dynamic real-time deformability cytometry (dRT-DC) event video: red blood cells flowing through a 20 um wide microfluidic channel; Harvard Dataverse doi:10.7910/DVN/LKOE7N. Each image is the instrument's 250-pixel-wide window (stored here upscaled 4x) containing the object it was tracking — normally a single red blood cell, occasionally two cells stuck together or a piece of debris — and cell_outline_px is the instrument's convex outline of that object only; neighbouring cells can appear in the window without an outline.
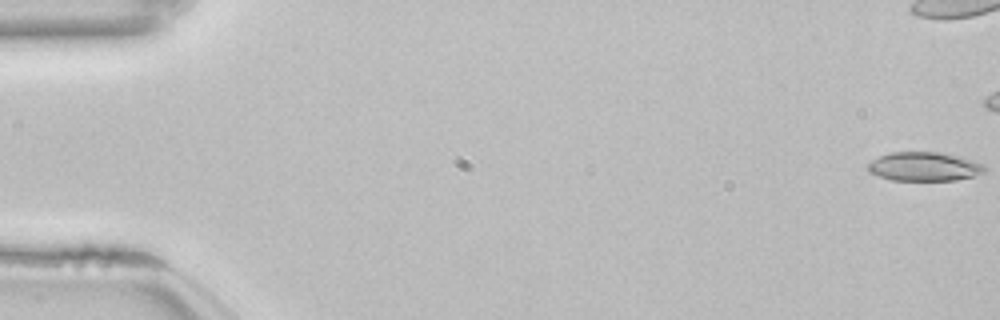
{"species": "common noctule bat (a hibernating species)", "species_latin": "Nyctalus noctula", "temperature_condition": "room temperature", "stored_images_in_passage": 18, "camera_frame_rate_fps": 3000, "um_per_image_px": 0.085, "animal": {"sex": "female", "body_mass_g": 22.7, "forearm_length_mm": 54.2}, "frame": {"image": 1, "passage_image": 1, "time_ms": 0.0, "image_size_px": [1000, 320], "cell_outline_px": [[984, 172], [972, 176], [956, 180], [892, 180], [868, 172], [868, 164], [872, 160], [888, 152], [940, 152], [976, 160], [984, 164]], "centroid_in_image_um": [78.56, 14.15], "position_along_channel_um": 6.4, "area_um2": 19.65}}